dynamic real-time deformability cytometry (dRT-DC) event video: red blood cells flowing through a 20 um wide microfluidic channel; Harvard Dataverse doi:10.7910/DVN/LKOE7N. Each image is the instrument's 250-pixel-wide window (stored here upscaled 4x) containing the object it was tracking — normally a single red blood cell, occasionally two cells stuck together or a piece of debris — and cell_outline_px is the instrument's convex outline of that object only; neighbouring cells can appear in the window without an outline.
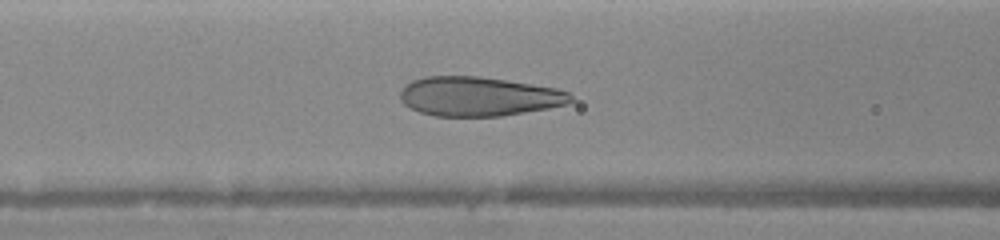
{"species": "human", "species_latin": "Homo sapiens", "temperature_condition": "warm", "stored_images_in_passage": 26, "camera_frame_rate_fps": 3000, "um_per_image_px": 0.085, "donor": {"sex": "female"}, "frame": {"image": 1, "passage_image": 13, "time_ms": 4.333, "image_size_px": [1000, 240], "cell_outline_px": [[572, 100], [568, 104], [548, 108], [500, 116], [436, 116], [420, 112], [404, 104], [400, 100], [400, 92], [412, 80], [424, 76], [480, 76], [556, 88], [568, 92], [572, 96]], "centroid_in_image_um": [40.68, 8.19], "position_along_channel_um": 125.9, "area_um2": 38.84}}
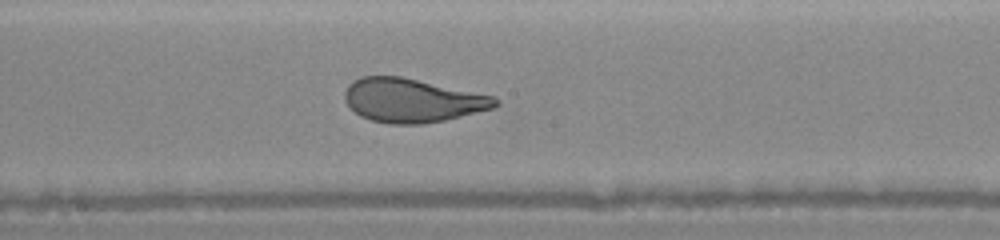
{"frame": {"image": 2, "passage_image": 23, "time_ms": 6.333, "image_size_px": [1000, 240], "cell_outline_px": [[500, 104], [496, 108], [444, 120], [424, 124], [388, 124], [372, 120], [360, 116], [344, 100], [344, 92], [348, 84], [364, 76], [400, 76], [496, 96], [500, 100]], "centroid_in_image_um": [35.09, 8.54], "position_along_channel_um": 213.1, "area_um2": 38.55}}
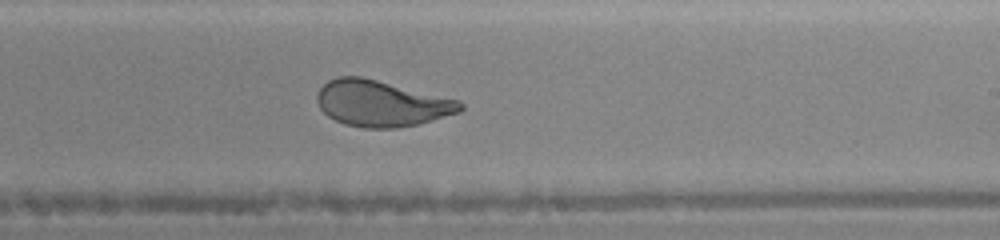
{"frame": {"image": 3, "passage_image": 26, "time_ms": 7.333, "image_size_px": [1000, 240], "cell_outline_px": [[464, 108], [460, 112], [432, 120], [416, 124], [396, 128], [364, 128], [344, 124], [328, 116], [320, 108], [316, 100], [316, 92], [328, 80], [340, 76], [360, 76], [460, 100], [464, 104]], "centroid_in_image_um": [32.41, 8.79], "position_along_channel_um": 256.6, "area_um2": 38.38}}